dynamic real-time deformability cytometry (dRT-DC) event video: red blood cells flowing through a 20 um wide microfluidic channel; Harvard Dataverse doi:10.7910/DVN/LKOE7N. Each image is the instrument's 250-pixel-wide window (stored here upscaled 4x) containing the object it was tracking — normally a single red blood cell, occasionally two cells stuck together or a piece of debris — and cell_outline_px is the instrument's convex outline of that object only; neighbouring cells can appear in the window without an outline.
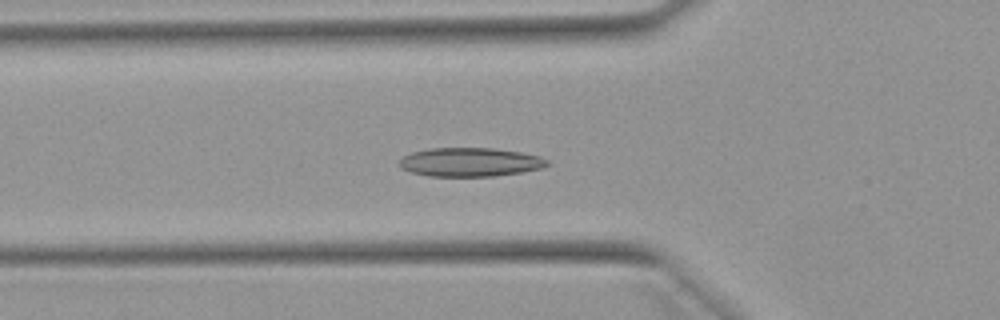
{"species": "Egyptian fruit bat (a non-hibernating species)", "species_latin": "Rousettus aegyptiacus", "temperature_condition": "warm", "stored_images_in_passage": 53, "camera_frame_rate_fps": 3000, "um_per_image_px": 0.085, "animal": {"sex": "female"}, "frame": {"image": 1, "passage_image": 19, "time_ms": 6.0, "image_size_px": [1000, 320], "cell_outline_px": [[552, 164], [540, 168], [520, 172], [492, 176], [428, 176], [412, 172], [400, 168], [400, 160], [404, 156], [412, 152], [428, 148], [492, 148], [520, 152], [540, 156], [548, 160]], "centroid_in_image_um": [39.96, 13.77], "position_along_channel_um": 85.8, "area_um2": 24.74}}
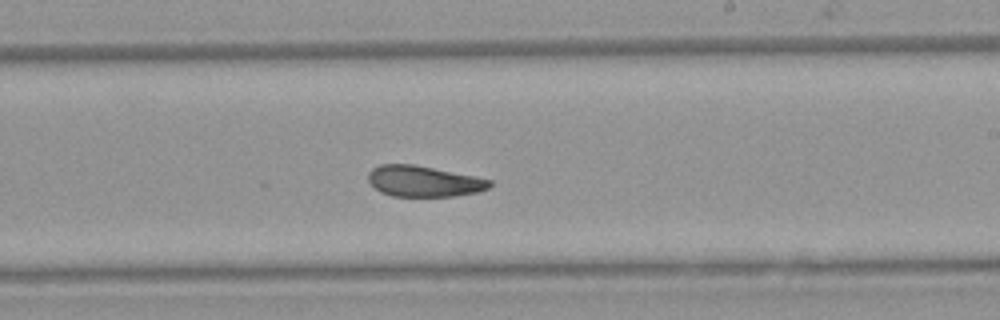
{"frame": {"image": 2, "passage_image": 32, "time_ms": 10.333, "image_size_px": [1000, 320], "cell_outline_px": [[492, 184], [488, 188], [476, 192], [452, 196], [392, 196], [380, 192], [368, 180], [368, 172], [372, 168], [380, 164], [412, 164], [492, 180]], "centroid_in_image_um": [35.97, 15.41], "position_along_channel_um": 253.0, "area_um2": 21.56}}
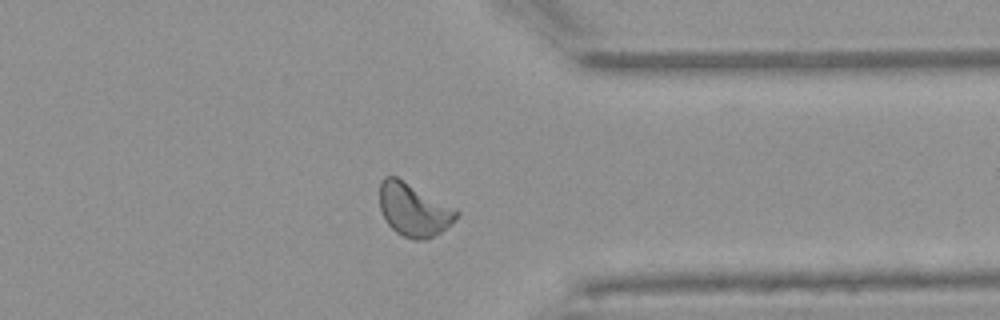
{"frame": {"image": 3, "passage_image": 42, "time_ms": 13.667, "image_size_px": [1000, 320], "cell_outline_px": [[460, 216], [452, 224], [428, 240], [412, 240], [396, 232], [388, 224], [380, 208], [380, 180], [384, 176], [396, 176], [456, 208], [460, 212]], "centroid_in_image_um": [35.19, 17.83], "position_along_channel_um": 376.2, "area_um2": 23.93}, "authors_computed_cell_mechanics": {"area_um2": 23.698, "velocity_mm_per_s": 3.8712, "shape_relaxation_time_tau1_ms": 5.0568, "shape_relaxation_time_tau2_ms": 2.8136, "deformation_change_tau1": 0.1394, "deformation_change_tau2": 0.0797}}